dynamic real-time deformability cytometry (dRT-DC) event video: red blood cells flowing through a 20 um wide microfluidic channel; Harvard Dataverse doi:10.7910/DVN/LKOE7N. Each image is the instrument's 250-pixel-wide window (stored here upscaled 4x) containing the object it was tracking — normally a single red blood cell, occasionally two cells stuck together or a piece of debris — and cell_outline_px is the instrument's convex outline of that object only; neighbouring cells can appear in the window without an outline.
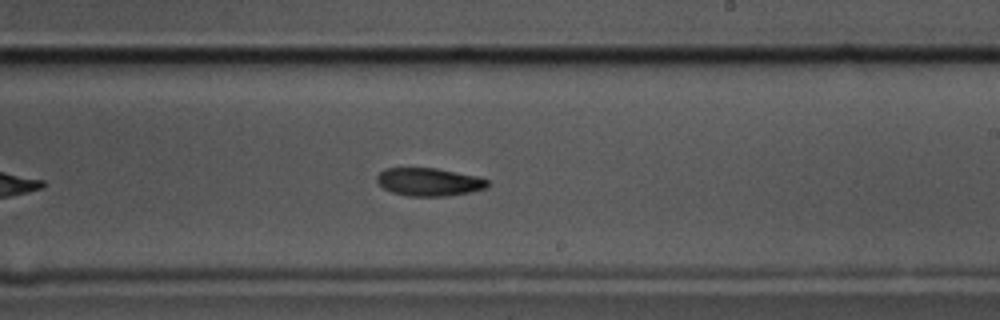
{"species": "common noctule bat (a hibernating species)", "species_latin": "Nyctalus noctula", "temperature_condition": "cold", "stored_images_in_passage": 45, "camera_frame_rate_fps": 3000, "um_per_image_px": 0.085, "animal": {"sex": "male", "body_mass_g": 17.5, "forearm_length_mm": 52.3}, "frame": {"image": 1, "passage_image": 22, "time_ms": 7.0, "image_size_px": [1000, 320], "cell_outline_px": [[492, 184], [488, 188], [448, 196], [408, 196], [392, 192], [384, 188], [376, 180], [376, 176], [384, 168], [436, 168], [476, 176], [488, 180]], "centroid_in_image_um": [36.49, 15.46], "position_along_channel_um": 252.5, "area_um2": 18.09}}
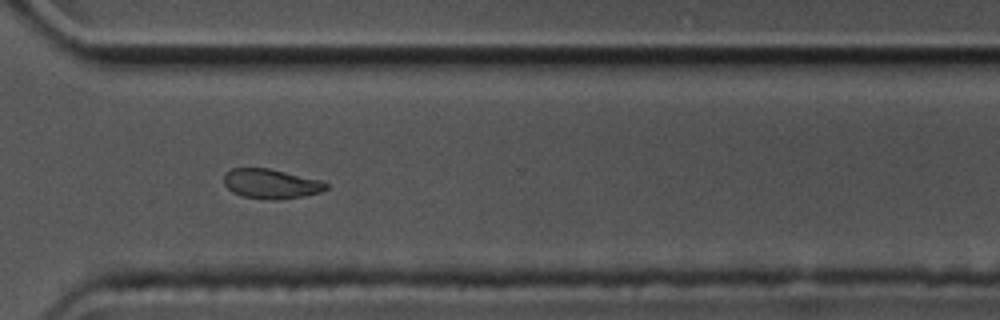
{"frame": {"image": 2, "passage_image": 30, "time_ms": 9.667, "image_size_px": [1000, 320], "cell_outline_px": [[328, 188], [320, 192], [304, 196], [272, 200], [244, 196], [232, 192], [224, 184], [224, 172], [232, 168], [268, 168], [320, 180], [328, 184]], "centroid_in_image_um": [23.01, 15.61], "position_along_channel_um": 347.6, "area_um2": 17.51}}
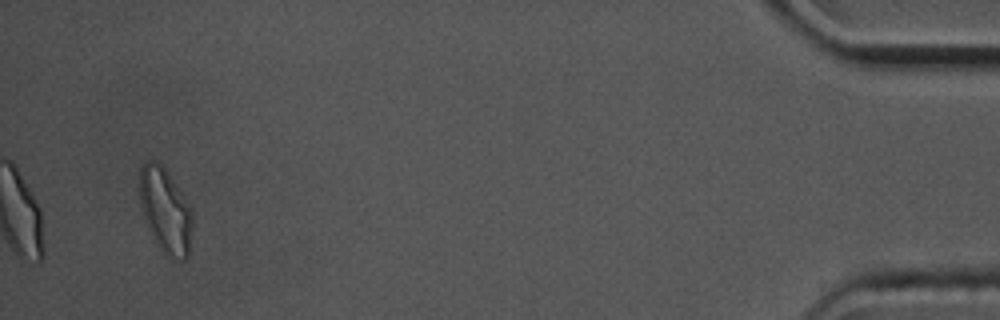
{"frame": {"image": 3, "passage_image": 43, "time_ms": 14.0, "image_size_px": [1000, 320], "cell_outline_px": [[192, 228], [188, 256], [184, 260], [172, 260], [164, 256], [156, 244], [144, 220], [140, 204], [140, 168], [144, 160], [152, 160], [160, 164], [164, 168], [188, 204], [192, 212]], "centroid_in_image_um": [14.04, 17.97], "position_along_channel_um": 421.2, "area_um2": 26.18}, "authors_computed_cell_mechanics": {"area_um2": 19.2474, "velocity_mm_per_s": 3.5582, "shape_relaxation_time_tau1_ms": 8.2734, "shape_relaxation_time_tau2_ms": 7.1071, "deformation_change_tau1": 0.1921, "deformation_change_tau2": 0.1157}}